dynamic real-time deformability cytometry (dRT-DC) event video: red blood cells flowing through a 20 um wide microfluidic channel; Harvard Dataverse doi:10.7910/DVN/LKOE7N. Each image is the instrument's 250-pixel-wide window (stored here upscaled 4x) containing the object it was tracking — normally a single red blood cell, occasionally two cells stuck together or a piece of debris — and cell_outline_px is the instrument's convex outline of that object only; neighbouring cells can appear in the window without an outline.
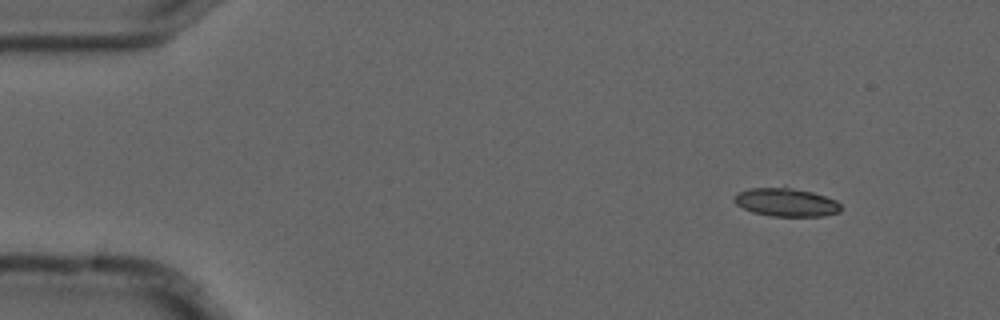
{"species": "common noctule bat (a hibernating species)", "species_latin": "Nyctalus noctula", "temperature_condition": "cold", "stored_images_in_passage": 4, "camera_frame_rate_fps": 3000, "um_per_image_px": 0.085, "animal": {"sex": "male", "forearm_length_mm": 52.5}, "frame": {"image": 1, "passage_image": 1, "time_ms": 0.0, "image_size_px": [1000, 320], "cell_outline_px": [[840, 212], [824, 216], [772, 216], [752, 212], [736, 204], [732, 200], [736, 192], [748, 188], [792, 188], [812, 192], [836, 200], [840, 204]], "centroid_in_image_um": [66.79, 17.2], "position_along_channel_um": 18.2, "area_um2": 17.51}}
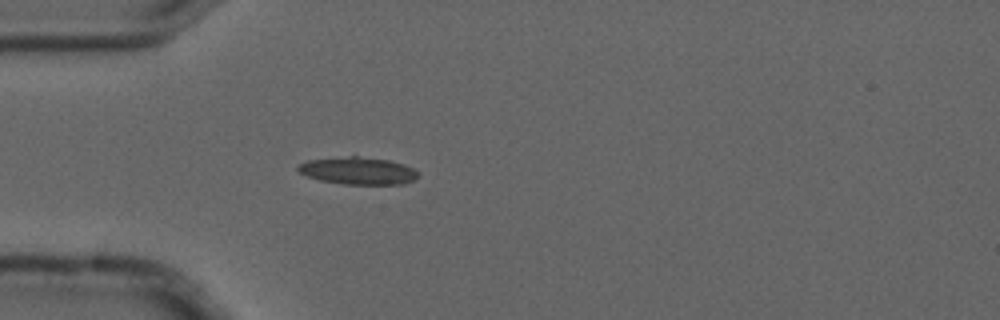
{"frame": {"image": 2, "passage_image": 4, "time_ms": 1.0, "image_size_px": [1000, 320], "cell_outline_px": [[420, 176], [404, 184], [344, 184], [320, 180], [308, 176], [300, 172], [296, 168], [300, 164], [308, 160], [352, 156], [356, 156], [388, 160], [404, 164], [412, 168]], "centroid_in_image_um": [30.44, 14.52], "position_along_channel_um": 54.6, "area_um2": 18.84}}